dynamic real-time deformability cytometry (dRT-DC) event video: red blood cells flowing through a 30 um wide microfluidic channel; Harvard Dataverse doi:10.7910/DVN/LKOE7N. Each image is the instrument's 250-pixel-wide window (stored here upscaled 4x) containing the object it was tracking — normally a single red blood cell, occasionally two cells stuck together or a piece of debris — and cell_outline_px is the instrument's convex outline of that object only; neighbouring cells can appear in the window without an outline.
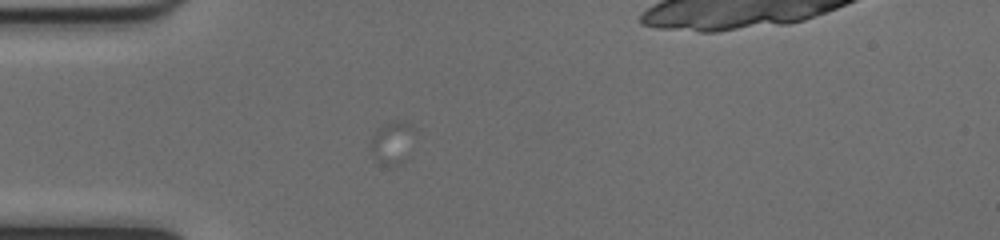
{"species": "common noctule bat (a hibernating species)", "species_latin": "Nyctalus noctula", "temperature_condition": "cold", "stored_images_in_passage": 1, "camera_frame_rate_fps": 3000, "um_per_image_px": 0.085, "animal": {"sex": "female", "body_mass_g": 17.0, "forearm_length_mm": 48.0}, "frame": {"image": 1, "passage_image": 1, "time_ms": 0.0, "image_size_px": [1000, 240], "cell_outline_px": [[416, 132], [404, 160], [396, 164], [384, 164], [376, 160], [372, 156], [372, 136], [376, 128], [392, 120], [404, 120]], "centroid_in_image_um": [33.34, 12.06], "position_along_channel_um": 51.7, "area_um2": 10.69}}